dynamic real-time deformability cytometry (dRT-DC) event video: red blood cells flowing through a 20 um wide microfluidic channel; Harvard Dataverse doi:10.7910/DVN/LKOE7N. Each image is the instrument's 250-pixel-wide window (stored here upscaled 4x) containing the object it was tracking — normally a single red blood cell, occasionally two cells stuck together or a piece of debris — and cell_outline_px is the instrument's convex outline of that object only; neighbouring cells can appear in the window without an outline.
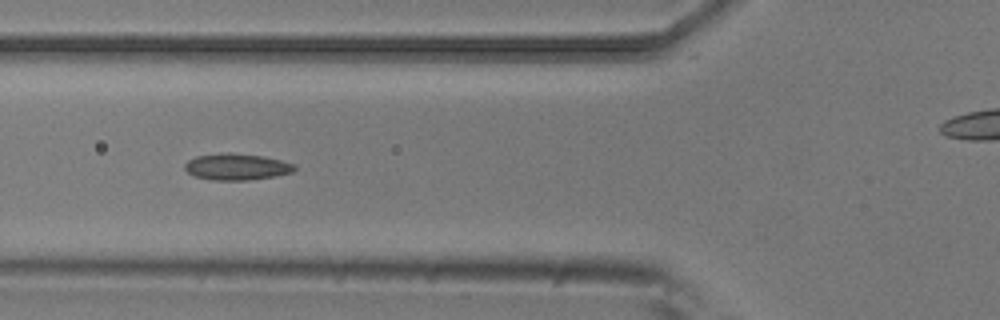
{"species": "common noctule bat (a hibernating species)", "species_latin": "Nyctalus noctula", "temperature_condition": "room temperature", "stored_images_in_passage": 10, "camera_frame_rate_fps": 3000, "um_per_image_px": 0.085, "animal": {"sex": "male", "body_mass_g": 20.5, "forearm_length_mm": 52.5}, "frame": {"image": 1, "passage_image": 6, "time_ms": 1.667, "image_size_px": [1000, 320], "cell_outline_px": [[296, 168], [292, 172], [276, 176], [248, 180], [212, 180], [196, 176], [188, 172], [184, 168], [184, 164], [188, 160], [196, 156], [264, 156], [296, 164]], "centroid_in_image_um": [20.17, 14.23], "position_along_channel_um": 105.6, "area_um2": 15.95}}
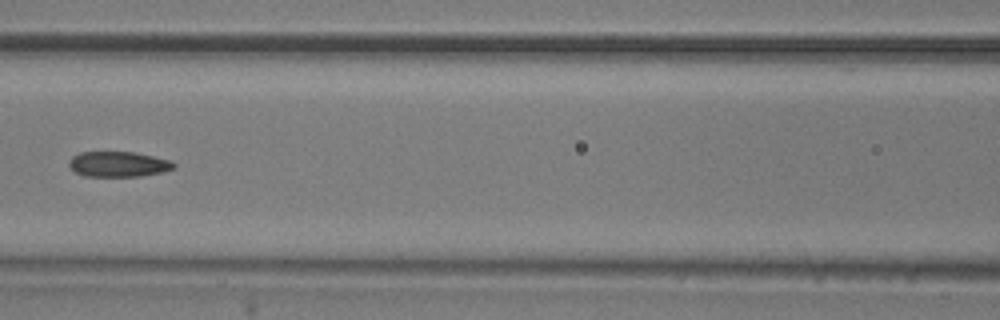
{"frame": {"image": 2, "passage_image": 7, "time_ms": 2.0, "image_size_px": [1000, 320], "cell_outline_px": [[176, 168], [160, 172], [140, 176], [84, 176], [76, 172], [68, 164], [68, 160], [72, 156], [80, 152], [136, 152], [168, 160], [176, 164]], "centroid_in_image_um": [10.04, 13.95], "position_along_channel_um": 156.6, "area_um2": 15.37}}
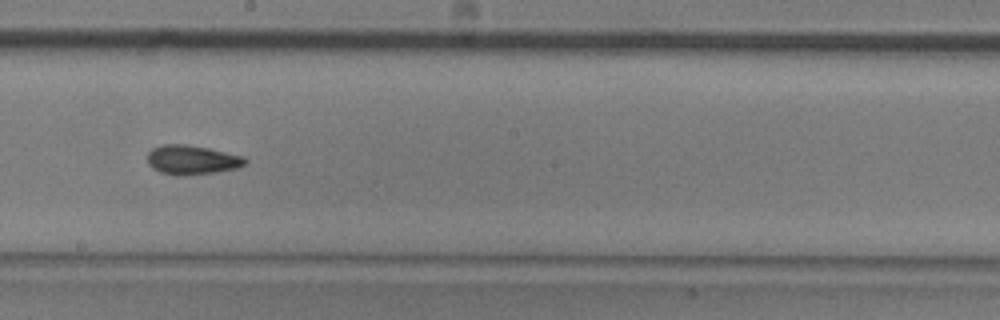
{"frame": {"image": 3, "passage_image": 9, "time_ms": 2.667, "image_size_px": [1000, 320], "cell_outline_px": [[248, 164], [236, 168], [216, 172], [184, 176], [176, 176], [160, 172], [152, 168], [148, 164], [148, 152], [152, 148], [160, 144], [184, 144], [208, 148], [244, 156], [248, 160]], "centroid_in_image_um": [16.32, 13.59], "position_along_channel_um": 231.9, "area_um2": 16.94}}